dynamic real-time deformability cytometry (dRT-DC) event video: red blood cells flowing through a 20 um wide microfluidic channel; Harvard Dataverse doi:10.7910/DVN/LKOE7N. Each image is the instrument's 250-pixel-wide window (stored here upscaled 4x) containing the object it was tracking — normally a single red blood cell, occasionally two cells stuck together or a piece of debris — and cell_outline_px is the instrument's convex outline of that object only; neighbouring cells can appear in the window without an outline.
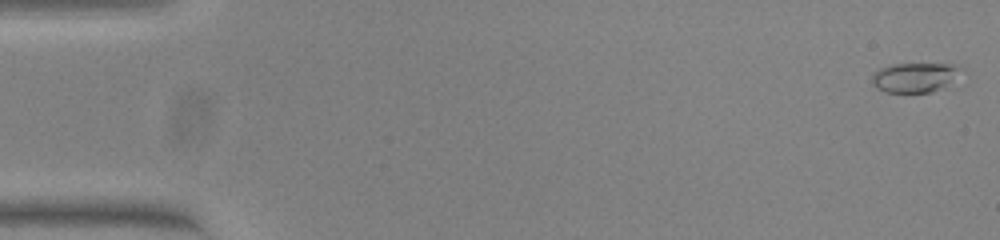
{"species": "common noctule bat (a hibernating species)", "species_latin": "Nyctalus noctula", "temperature_condition": "warm", "stored_images_in_passage": 54, "camera_frame_rate_fps": 3000, "um_per_image_px": 0.085, "animal": {"sex": "female", "body_mass_g": 23.0, "forearm_length_mm": 53.4}, "frame": {"image": 1, "passage_image": 1, "time_ms": 0.0, "image_size_px": [1000, 240], "cell_outline_px": [[956, 68], [948, 80], [944, 84], [932, 92], [888, 92], [876, 88], [872, 84], [872, 72], [880, 68], [892, 64], [956, 64]], "centroid_in_image_um": [77.53, 6.57], "position_along_channel_um": 7.5, "area_um2": 14.45}}
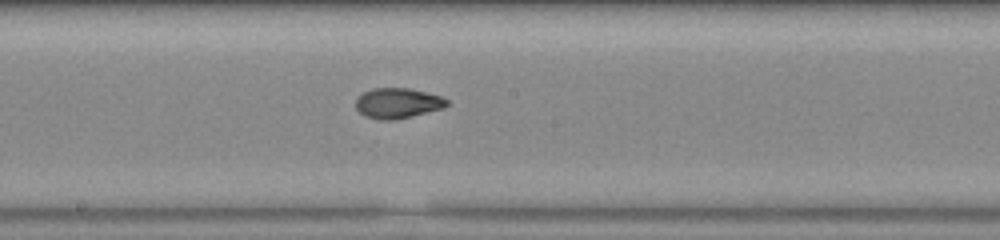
{"frame": {"image": 2, "passage_image": 29, "time_ms": 9.333, "image_size_px": [1000, 240], "cell_outline_px": [[452, 104], [444, 108], [396, 120], [376, 120], [364, 116], [356, 108], [356, 96], [372, 88], [408, 88], [440, 96], [448, 100]], "centroid_in_image_um": [33.8, 8.78], "position_along_channel_um": 214.4, "area_um2": 16.3}}
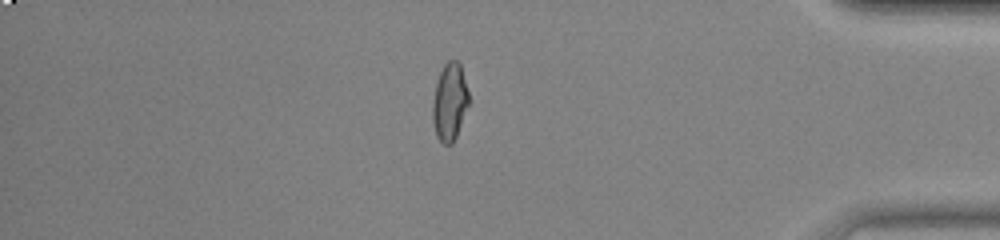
{"frame": {"image": 3, "passage_image": 46, "time_ms": 15.0, "image_size_px": [1000, 240], "cell_outline_px": [[468, 104], [456, 136], [452, 144], [444, 144], [436, 136], [432, 120], [432, 104], [436, 84], [440, 72], [444, 64], [448, 60], [456, 60], [460, 64], [468, 92]], "centroid_in_image_um": [38.2, 8.67], "position_along_channel_um": 397.0, "area_um2": 16.07}, "authors_computed_cell_mechanics": {"area_um2": 16.1262, "velocity_mm_per_s": 3.828, "shape_relaxation_time_tau1_ms": 10.445, "shape_relaxation_time_tau2_ms": 1.3778, "deformation_change_tau1": 0.2956, "deformation_change_tau2": 0.0564}}